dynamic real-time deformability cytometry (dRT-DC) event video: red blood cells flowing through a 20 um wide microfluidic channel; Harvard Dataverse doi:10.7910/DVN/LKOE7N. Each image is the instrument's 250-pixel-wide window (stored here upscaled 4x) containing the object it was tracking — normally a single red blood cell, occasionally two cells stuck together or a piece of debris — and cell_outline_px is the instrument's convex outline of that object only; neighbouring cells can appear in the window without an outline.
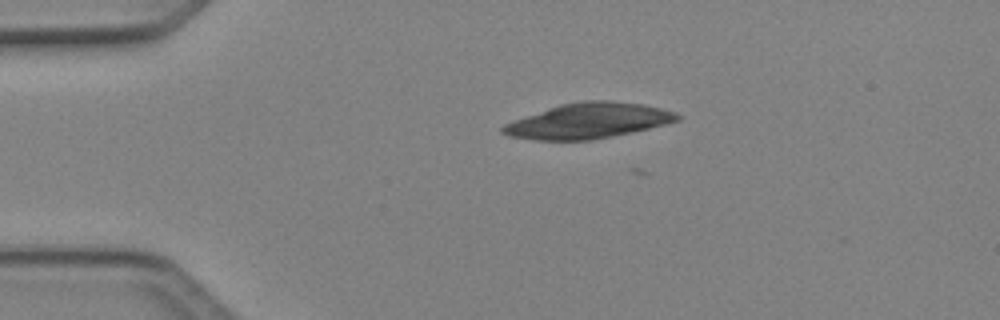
{"species": "Egyptian fruit bat (a non-hibernating species)", "species_latin": "Rousettus aegyptiacus", "temperature_condition": "cold", "stored_images_in_passage": 5, "camera_frame_rate_fps": 3000, "um_per_image_px": 0.085, "animal": {"sex": "female"}, "frame": {"image": 1, "passage_image": 3, "time_ms": 0.667, "image_size_px": [1000, 320], "cell_outline_px": [[684, 116], [680, 120], [632, 132], [592, 140], [532, 140], [508, 136], [500, 132], [500, 128], [504, 124], [560, 104], [584, 100], [608, 100], [644, 104], [664, 108], [676, 112]], "centroid_in_image_um": [50.04, 10.26], "position_along_channel_um": 35.0, "area_um2": 36.01}}